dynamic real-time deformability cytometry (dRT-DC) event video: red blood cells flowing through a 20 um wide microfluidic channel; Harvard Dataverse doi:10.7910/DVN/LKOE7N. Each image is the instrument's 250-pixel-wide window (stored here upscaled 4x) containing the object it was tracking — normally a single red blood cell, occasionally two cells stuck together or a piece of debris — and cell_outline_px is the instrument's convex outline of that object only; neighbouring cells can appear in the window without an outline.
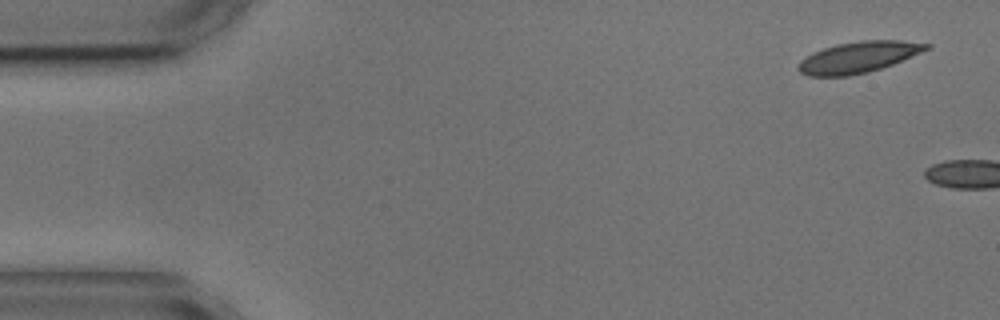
{"species": "common noctule bat (a hibernating species)", "species_latin": "Nyctalus noctula", "temperature_condition": "cold", "stored_images_in_passage": 2, "camera_frame_rate_fps": 3000, "um_per_image_px": 0.085, "animal": {"sex": "male", "body_mass_g": 17.9, "forearm_length_mm": 54.2}, "frame": {"image": 1, "passage_image": 1, "time_ms": 0.0, "image_size_px": [1000, 320], "cell_outline_px": [[932, 48], [892, 64], [868, 72], [848, 76], [808, 76], [800, 72], [796, 68], [800, 60], [812, 52], [836, 44], [860, 40], [900, 40], [932, 44]], "centroid_in_image_um": [72.96, 4.85], "position_along_channel_um": 12.0, "area_um2": 23.35}}